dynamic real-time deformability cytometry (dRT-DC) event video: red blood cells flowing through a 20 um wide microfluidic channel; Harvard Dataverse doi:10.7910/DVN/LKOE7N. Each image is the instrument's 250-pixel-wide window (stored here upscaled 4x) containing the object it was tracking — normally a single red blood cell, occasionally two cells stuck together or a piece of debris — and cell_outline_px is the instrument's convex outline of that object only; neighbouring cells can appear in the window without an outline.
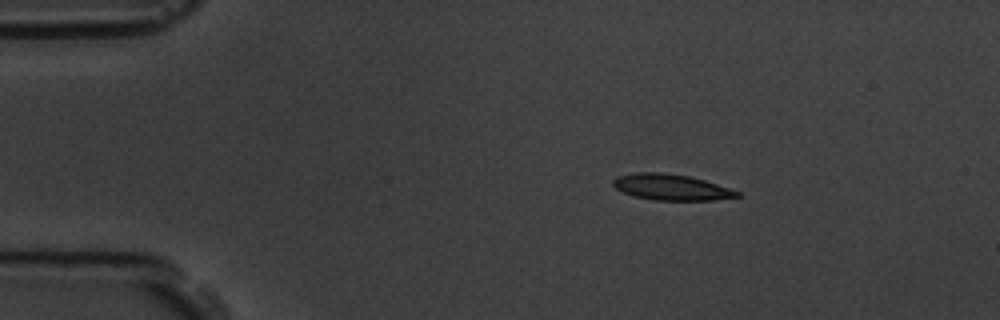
{"species": "common noctule bat (a hibernating species)", "species_latin": "Nyctalus noctula", "temperature_condition": "room temperature", "stored_images_in_passage": 4, "camera_frame_rate_fps": 3000, "um_per_image_px": 0.085, "animal": {"sex": "male", "body_mass_g": 19.5, "forearm_length_mm": 54.6}, "frame": {"image": 1, "passage_image": 2, "time_ms": 1.333, "image_size_px": [1000, 320], "cell_outline_px": [[740, 196], [712, 200], [656, 200], [632, 196], [616, 188], [612, 184], [612, 180], [616, 176], [636, 172], [660, 172], [688, 176], [704, 180], [740, 192]], "centroid_in_image_um": [57.0, 15.91], "position_along_channel_um": 28.0, "area_um2": 18.61}}